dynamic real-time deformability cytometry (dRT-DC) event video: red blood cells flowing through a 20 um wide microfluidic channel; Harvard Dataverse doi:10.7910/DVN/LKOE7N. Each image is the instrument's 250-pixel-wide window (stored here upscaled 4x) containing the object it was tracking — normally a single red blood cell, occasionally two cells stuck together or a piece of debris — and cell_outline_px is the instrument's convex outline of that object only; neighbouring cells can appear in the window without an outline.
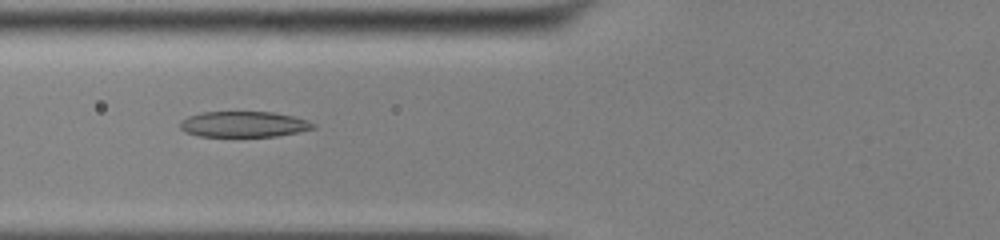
{"species": "common noctule bat (a hibernating species)", "species_latin": "Nyctalus noctula", "temperature_condition": "cold", "stored_images_in_passage": 50, "camera_frame_rate_fps": 3000, "um_per_image_px": 0.085, "animal": {"sex": "male", "body_mass_g": 13.0, "forearm_length_mm": 53.1}, "frame": {"image": 1, "passage_image": 19, "time_ms": 6.0, "image_size_px": [1000, 240], "cell_outline_px": [[316, 128], [276, 136], [200, 136], [184, 132], [180, 128], [180, 120], [188, 116], [204, 112], [272, 112], [292, 116], [308, 120], [316, 124]], "centroid_in_image_um": [20.7, 10.56], "position_along_channel_um": 105.1, "area_um2": 19.88}}
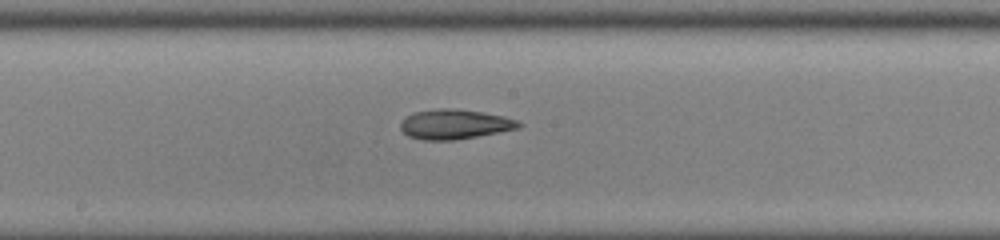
{"frame": {"image": 2, "passage_image": 27, "time_ms": 8.667, "image_size_px": [1000, 240], "cell_outline_px": [[524, 124], [520, 128], [456, 140], [424, 140], [408, 136], [400, 128], [400, 124], [408, 116], [416, 112], [440, 108], [448, 108], [484, 112], [504, 116], [516, 120]], "centroid_in_image_um": [38.69, 10.57], "position_along_channel_um": 209.5, "area_um2": 20.35}}
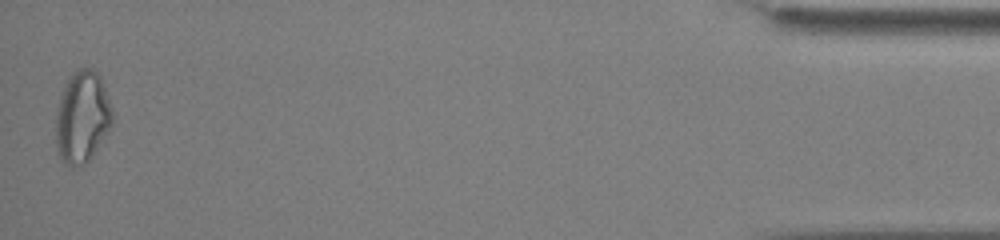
{"frame": {"image": 3, "passage_image": 50, "time_ms": 16.333, "image_size_px": [1000, 240], "cell_outline_px": [[112, 124], [88, 160], [84, 164], [68, 164], [60, 156], [56, 144], [56, 112], [60, 96], [64, 84], [68, 76], [72, 72], [80, 68], [92, 68], [100, 76], [112, 108]], "centroid_in_image_um": [6.97, 9.87], "position_along_channel_um": 428.2, "area_um2": 29.71}, "authors_computed_cell_mechanics": {"area_um2": 22.3686, "velocity_mm_per_s": 3.9077, "shape_relaxation_time_tau1_ms": 6.3047, "shape_relaxation_time_tau2_ms": 5.6284, "deformation_change_tau1": 0.1777, "deformation_change_tau2": 0.1617}}